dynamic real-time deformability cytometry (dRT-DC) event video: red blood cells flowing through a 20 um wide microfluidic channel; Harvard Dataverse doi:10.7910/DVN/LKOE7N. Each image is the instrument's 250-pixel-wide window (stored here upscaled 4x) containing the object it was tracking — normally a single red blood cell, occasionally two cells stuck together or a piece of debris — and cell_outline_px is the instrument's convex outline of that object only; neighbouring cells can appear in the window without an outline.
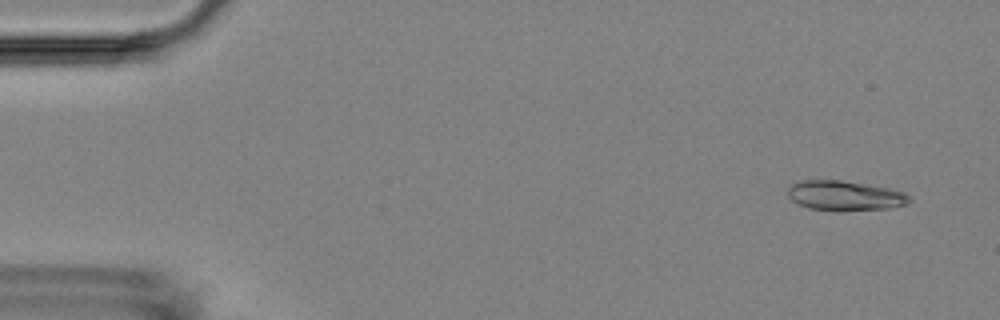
{"species": "Egyptian fruit bat (a non-hibernating species)", "species_latin": "Rousettus aegyptiacus", "temperature_condition": "room temperature", "stored_images_in_passage": 7, "camera_frame_rate_fps": 3000, "um_per_image_px": 0.085, "animal": {"sex": "female"}, "frame": {"image": 1, "passage_image": 1, "time_ms": 0.0, "image_size_px": [1000, 320], "cell_outline_px": [[912, 200], [908, 204], [888, 208], [836, 212], [832, 212], [808, 208], [792, 200], [788, 196], [788, 188], [792, 184], [800, 180], [840, 180], [888, 188], [904, 192], [912, 196]], "centroid_in_image_um": [71.83, 16.65], "position_along_channel_um": 13.2, "area_um2": 21.44}}
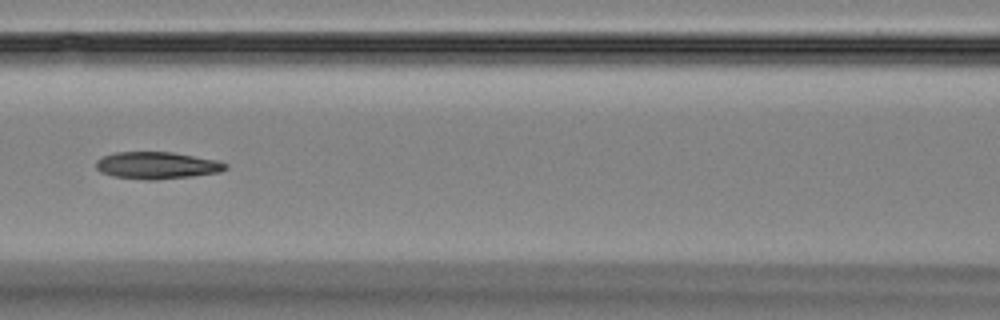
{"frame": {"image": 2, "passage_image": 7, "time_ms": 7.0, "image_size_px": [1000, 320], "cell_outline_px": [[228, 168], [220, 172], [192, 176], [156, 180], [144, 180], [112, 176], [100, 172], [96, 168], [96, 160], [104, 156], [116, 152], [172, 152], [216, 160], [228, 164]], "centroid_in_image_um": [13.33, 14.06], "position_along_channel_um": 153.3, "area_um2": 20.46}}